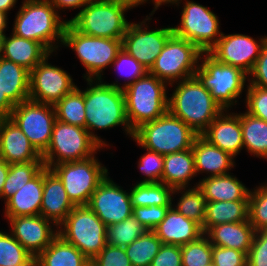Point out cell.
Segmentation results:
<instances>
[{
    "instance_id": "obj_14",
    "label": "cell",
    "mask_w": 267,
    "mask_h": 266,
    "mask_svg": "<svg viewBox=\"0 0 267 266\" xmlns=\"http://www.w3.org/2000/svg\"><path fill=\"white\" fill-rule=\"evenodd\" d=\"M9 118L41 155L47 150L57 120L53 105L27 100L17 104Z\"/></svg>"
},
{
    "instance_id": "obj_48",
    "label": "cell",
    "mask_w": 267,
    "mask_h": 266,
    "mask_svg": "<svg viewBox=\"0 0 267 266\" xmlns=\"http://www.w3.org/2000/svg\"><path fill=\"white\" fill-rule=\"evenodd\" d=\"M212 262L216 266H247V254L233 248L212 245Z\"/></svg>"
},
{
    "instance_id": "obj_22",
    "label": "cell",
    "mask_w": 267,
    "mask_h": 266,
    "mask_svg": "<svg viewBox=\"0 0 267 266\" xmlns=\"http://www.w3.org/2000/svg\"><path fill=\"white\" fill-rule=\"evenodd\" d=\"M75 205L69 199L62 181L46 166L43 168V194L40 215L57 227L67 218Z\"/></svg>"
},
{
    "instance_id": "obj_35",
    "label": "cell",
    "mask_w": 267,
    "mask_h": 266,
    "mask_svg": "<svg viewBox=\"0 0 267 266\" xmlns=\"http://www.w3.org/2000/svg\"><path fill=\"white\" fill-rule=\"evenodd\" d=\"M176 188L173 190V196L181 194L177 204L172 206L184 217L194 220L203 226L207 201L201 188L194 184L193 187Z\"/></svg>"
},
{
    "instance_id": "obj_58",
    "label": "cell",
    "mask_w": 267,
    "mask_h": 266,
    "mask_svg": "<svg viewBox=\"0 0 267 266\" xmlns=\"http://www.w3.org/2000/svg\"><path fill=\"white\" fill-rule=\"evenodd\" d=\"M8 13L0 11V31H6L7 28V20H8Z\"/></svg>"
},
{
    "instance_id": "obj_3",
    "label": "cell",
    "mask_w": 267,
    "mask_h": 266,
    "mask_svg": "<svg viewBox=\"0 0 267 266\" xmlns=\"http://www.w3.org/2000/svg\"><path fill=\"white\" fill-rule=\"evenodd\" d=\"M170 86L175 89L168 98V111L183 120L198 135L223 111L196 76Z\"/></svg>"
},
{
    "instance_id": "obj_27",
    "label": "cell",
    "mask_w": 267,
    "mask_h": 266,
    "mask_svg": "<svg viewBox=\"0 0 267 266\" xmlns=\"http://www.w3.org/2000/svg\"><path fill=\"white\" fill-rule=\"evenodd\" d=\"M228 173L219 176L204 177L198 186L207 202L248 200L250 190L236 176Z\"/></svg>"
},
{
    "instance_id": "obj_56",
    "label": "cell",
    "mask_w": 267,
    "mask_h": 266,
    "mask_svg": "<svg viewBox=\"0 0 267 266\" xmlns=\"http://www.w3.org/2000/svg\"><path fill=\"white\" fill-rule=\"evenodd\" d=\"M148 1H152L151 3H153L154 5V9L152 10V12H155L156 10H158V8L160 6H162L163 4L166 5V4H172V5H175L176 7L180 6L179 4H181L182 0H145V3L148 2Z\"/></svg>"
},
{
    "instance_id": "obj_15",
    "label": "cell",
    "mask_w": 267,
    "mask_h": 266,
    "mask_svg": "<svg viewBox=\"0 0 267 266\" xmlns=\"http://www.w3.org/2000/svg\"><path fill=\"white\" fill-rule=\"evenodd\" d=\"M152 12L139 23L131 22L122 39V48L133 56L148 71L154 65L156 58L164 48L167 40L173 34L172 26L150 30L146 23L152 20Z\"/></svg>"
},
{
    "instance_id": "obj_59",
    "label": "cell",
    "mask_w": 267,
    "mask_h": 266,
    "mask_svg": "<svg viewBox=\"0 0 267 266\" xmlns=\"http://www.w3.org/2000/svg\"><path fill=\"white\" fill-rule=\"evenodd\" d=\"M5 36H6L5 31H0V57H2L3 54Z\"/></svg>"
},
{
    "instance_id": "obj_42",
    "label": "cell",
    "mask_w": 267,
    "mask_h": 266,
    "mask_svg": "<svg viewBox=\"0 0 267 266\" xmlns=\"http://www.w3.org/2000/svg\"><path fill=\"white\" fill-rule=\"evenodd\" d=\"M111 67H114L115 71H118L124 78V83L121 85L118 81L119 78L116 79V82L107 83L108 85L124 89L131 83H134L137 79L143 77L148 70L142 66L133 56L129 55L123 48L117 54L116 59L111 64Z\"/></svg>"
},
{
    "instance_id": "obj_24",
    "label": "cell",
    "mask_w": 267,
    "mask_h": 266,
    "mask_svg": "<svg viewBox=\"0 0 267 266\" xmlns=\"http://www.w3.org/2000/svg\"><path fill=\"white\" fill-rule=\"evenodd\" d=\"M196 174H208L205 177L231 173L235 159L228 152L211 144L202 135H198L192 146Z\"/></svg>"
},
{
    "instance_id": "obj_1",
    "label": "cell",
    "mask_w": 267,
    "mask_h": 266,
    "mask_svg": "<svg viewBox=\"0 0 267 266\" xmlns=\"http://www.w3.org/2000/svg\"><path fill=\"white\" fill-rule=\"evenodd\" d=\"M104 79H85L87 88L84 93L86 130L90 136L103 148L109 147L105 140L95 134L96 130L111 129L122 125L128 137L133 138L125 106L123 89L108 85Z\"/></svg>"
},
{
    "instance_id": "obj_44",
    "label": "cell",
    "mask_w": 267,
    "mask_h": 266,
    "mask_svg": "<svg viewBox=\"0 0 267 266\" xmlns=\"http://www.w3.org/2000/svg\"><path fill=\"white\" fill-rule=\"evenodd\" d=\"M138 161V168L145 176L139 183H159L162 182L164 155L146 150Z\"/></svg>"
},
{
    "instance_id": "obj_2",
    "label": "cell",
    "mask_w": 267,
    "mask_h": 266,
    "mask_svg": "<svg viewBox=\"0 0 267 266\" xmlns=\"http://www.w3.org/2000/svg\"><path fill=\"white\" fill-rule=\"evenodd\" d=\"M21 3L12 33L41 43L50 53L57 52L62 47L68 19H61L48 0H23Z\"/></svg>"
},
{
    "instance_id": "obj_37",
    "label": "cell",
    "mask_w": 267,
    "mask_h": 266,
    "mask_svg": "<svg viewBox=\"0 0 267 266\" xmlns=\"http://www.w3.org/2000/svg\"><path fill=\"white\" fill-rule=\"evenodd\" d=\"M44 167L43 161L11 163L2 191L4 203L28 181L32 180Z\"/></svg>"
},
{
    "instance_id": "obj_52",
    "label": "cell",
    "mask_w": 267,
    "mask_h": 266,
    "mask_svg": "<svg viewBox=\"0 0 267 266\" xmlns=\"http://www.w3.org/2000/svg\"><path fill=\"white\" fill-rule=\"evenodd\" d=\"M49 3L57 10L60 15V10L78 9L86 6L91 0H48Z\"/></svg>"
},
{
    "instance_id": "obj_25",
    "label": "cell",
    "mask_w": 267,
    "mask_h": 266,
    "mask_svg": "<svg viewBox=\"0 0 267 266\" xmlns=\"http://www.w3.org/2000/svg\"><path fill=\"white\" fill-rule=\"evenodd\" d=\"M43 194V169L4 204V217L40 215Z\"/></svg>"
},
{
    "instance_id": "obj_13",
    "label": "cell",
    "mask_w": 267,
    "mask_h": 266,
    "mask_svg": "<svg viewBox=\"0 0 267 266\" xmlns=\"http://www.w3.org/2000/svg\"><path fill=\"white\" fill-rule=\"evenodd\" d=\"M184 2L179 25L172 26L173 33L192 42L202 52H208L223 33L218 16L207 6L192 0Z\"/></svg>"
},
{
    "instance_id": "obj_6",
    "label": "cell",
    "mask_w": 267,
    "mask_h": 266,
    "mask_svg": "<svg viewBox=\"0 0 267 266\" xmlns=\"http://www.w3.org/2000/svg\"><path fill=\"white\" fill-rule=\"evenodd\" d=\"M195 76L223 110H231L238 104L248 81V74L242 69L220 63L208 52L201 54Z\"/></svg>"
},
{
    "instance_id": "obj_29",
    "label": "cell",
    "mask_w": 267,
    "mask_h": 266,
    "mask_svg": "<svg viewBox=\"0 0 267 266\" xmlns=\"http://www.w3.org/2000/svg\"><path fill=\"white\" fill-rule=\"evenodd\" d=\"M50 52L39 42L11 33L5 36L2 57L31 71Z\"/></svg>"
},
{
    "instance_id": "obj_43",
    "label": "cell",
    "mask_w": 267,
    "mask_h": 266,
    "mask_svg": "<svg viewBox=\"0 0 267 266\" xmlns=\"http://www.w3.org/2000/svg\"><path fill=\"white\" fill-rule=\"evenodd\" d=\"M182 266H206L212 262V244L204 234L181 246Z\"/></svg>"
},
{
    "instance_id": "obj_20",
    "label": "cell",
    "mask_w": 267,
    "mask_h": 266,
    "mask_svg": "<svg viewBox=\"0 0 267 266\" xmlns=\"http://www.w3.org/2000/svg\"><path fill=\"white\" fill-rule=\"evenodd\" d=\"M234 158L244 149L240 113L223 110L201 134Z\"/></svg>"
},
{
    "instance_id": "obj_4",
    "label": "cell",
    "mask_w": 267,
    "mask_h": 266,
    "mask_svg": "<svg viewBox=\"0 0 267 266\" xmlns=\"http://www.w3.org/2000/svg\"><path fill=\"white\" fill-rule=\"evenodd\" d=\"M168 84L147 72L123 89L126 116L133 131L168 111Z\"/></svg>"
},
{
    "instance_id": "obj_18",
    "label": "cell",
    "mask_w": 267,
    "mask_h": 266,
    "mask_svg": "<svg viewBox=\"0 0 267 266\" xmlns=\"http://www.w3.org/2000/svg\"><path fill=\"white\" fill-rule=\"evenodd\" d=\"M106 225L119 223L133 215L130 191L106 176L91 195L87 205Z\"/></svg>"
},
{
    "instance_id": "obj_46",
    "label": "cell",
    "mask_w": 267,
    "mask_h": 266,
    "mask_svg": "<svg viewBox=\"0 0 267 266\" xmlns=\"http://www.w3.org/2000/svg\"><path fill=\"white\" fill-rule=\"evenodd\" d=\"M90 266H132L125 248L106 244Z\"/></svg>"
},
{
    "instance_id": "obj_51",
    "label": "cell",
    "mask_w": 267,
    "mask_h": 266,
    "mask_svg": "<svg viewBox=\"0 0 267 266\" xmlns=\"http://www.w3.org/2000/svg\"><path fill=\"white\" fill-rule=\"evenodd\" d=\"M150 266H182L181 246L162 244Z\"/></svg>"
},
{
    "instance_id": "obj_5",
    "label": "cell",
    "mask_w": 267,
    "mask_h": 266,
    "mask_svg": "<svg viewBox=\"0 0 267 266\" xmlns=\"http://www.w3.org/2000/svg\"><path fill=\"white\" fill-rule=\"evenodd\" d=\"M198 134L183 120L167 111L134 131L133 141L145 150L167 155L192 148Z\"/></svg>"
},
{
    "instance_id": "obj_57",
    "label": "cell",
    "mask_w": 267,
    "mask_h": 266,
    "mask_svg": "<svg viewBox=\"0 0 267 266\" xmlns=\"http://www.w3.org/2000/svg\"><path fill=\"white\" fill-rule=\"evenodd\" d=\"M17 1L18 0H0V11L9 14L10 10L15 8Z\"/></svg>"
},
{
    "instance_id": "obj_8",
    "label": "cell",
    "mask_w": 267,
    "mask_h": 266,
    "mask_svg": "<svg viewBox=\"0 0 267 266\" xmlns=\"http://www.w3.org/2000/svg\"><path fill=\"white\" fill-rule=\"evenodd\" d=\"M128 7L103 0H91L68 23L77 31L94 37L123 39L130 21Z\"/></svg>"
},
{
    "instance_id": "obj_26",
    "label": "cell",
    "mask_w": 267,
    "mask_h": 266,
    "mask_svg": "<svg viewBox=\"0 0 267 266\" xmlns=\"http://www.w3.org/2000/svg\"><path fill=\"white\" fill-rule=\"evenodd\" d=\"M255 230L249 221L211 227L205 235L214 246L233 248L248 255Z\"/></svg>"
},
{
    "instance_id": "obj_7",
    "label": "cell",
    "mask_w": 267,
    "mask_h": 266,
    "mask_svg": "<svg viewBox=\"0 0 267 266\" xmlns=\"http://www.w3.org/2000/svg\"><path fill=\"white\" fill-rule=\"evenodd\" d=\"M63 47L74 51L86 70L84 79H101L122 49V39H109L83 34L69 23L64 29ZM104 69V70H103Z\"/></svg>"
},
{
    "instance_id": "obj_55",
    "label": "cell",
    "mask_w": 267,
    "mask_h": 266,
    "mask_svg": "<svg viewBox=\"0 0 267 266\" xmlns=\"http://www.w3.org/2000/svg\"><path fill=\"white\" fill-rule=\"evenodd\" d=\"M106 2L118 3L128 7L130 10L134 7L145 4V0H103Z\"/></svg>"
},
{
    "instance_id": "obj_9",
    "label": "cell",
    "mask_w": 267,
    "mask_h": 266,
    "mask_svg": "<svg viewBox=\"0 0 267 266\" xmlns=\"http://www.w3.org/2000/svg\"><path fill=\"white\" fill-rule=\"evenodd\" d=\"M107 226L87 206H75L58 226V235L92 261L106 246Z\"/></svg>"
},
{
    "instance_id": "obj_38",
    "label": "cell",
    "mask_w": 267,
    "mask_h": 266,
    "mask_svg": "<svg viewBox=\"0 0 267 266\" xmlns=\"http://www.w3.org/2000/svg\"><path fill=\"white\" fill-rule=\"evenodd\" d=\"M162 244L154 231H146L127 245L125 251L132 266H150Z\"/></svg>"
},
{
    "instance_id": "obj_60",
    "label": "cell",
    "mask_w": 267,
    "mask_h": 266,
    "mask_svg": "<svg viewBox=\"0 0 267 266\" xmlns=\"http://www.w3.org/2000/svg\"><path fill=\"white\" fill-rule=\"evenodd\" d=\"M206 266H216V265L213 262H211L210 264H208Z\"/></svg>"
},
{
    "instance_id": "obj_47",
    "label": "cell",
    "mask_w": 267,
    "mask_h": 266,
    "mask_svg": "<svg viewBox=\"0 0 267 266\" xmlns=\"http://www.w3.org/2000/svg\"><path fill=\"white\" fill-rule=\"evenodd\" d=\"M171 206H144L133 207L134 217L145 227L147 231H153L165 218Z\"/></svg>"
},
{
    "instance_id": "obj_39",
    "label": "cell",
    "mask_w": 267,
    "mask_h": 266,
    "mask_svg": "<svg viewBox=\"0 0 267 266\" xmlns=\"http://www.w3.org/2000/svg\"><path fill=\"white\" fill-rule=\"evenodd\" d=\"M34 261L10 232L0 230V266H34Z\"/></svg>"
},
{
    "instance_id": "obj_36",
    "label": "cell",
    "mask_w": 267,
    "mask_h": 266,
    "mask_svg": "<svg viewBox=\"0 0 267 266\" xmlns=\"http://www.w3.org/2000/svg\"><path fill=\"white\" fill-rule=\"evenodd\" d=\"M53 106L57 120L86 129L84 93L78 86Z\"/></svg>"
},
{
    "instance_id": "obj_19",
    "label": "cell",
    "mask_w": 267,
    "mask_h": 266,
    "mask_svg": "<svg viewBox=\"0 0 267 266\" xmlns=\"http://www.w3.org/2000/svg\"><path fill=\"white\" fill-rule=\"evenodd\" d=\"M5 218L10 224L12 236L34 258L44 251L58 235V227L42 215Z\"/></svg>"
},
{
    "instance_id": "obj_17",
    "label": "cell",
    "mask_w": 267,
    "mask_h": 266,
    "mask_svg": "<svg viewBox=\"0 0 267 266\" xmlns=\"http://www.w3.org/2000/svg\"><path fill=\"white\" fill-rule=\"evenodd\" d=\"M266 41L267 36H262L257 41L245 34L233 33L225 35L222 33L220 39L208 53L218 62L238 67L249 74Z\"/></svg>"
},
{
    "instance_id": "obj_33",
    "label": "cell",
    "mask_w": 267,
    "mask_h": 266,
    "mask_svg": "<svg viewBox=\"0 0 267 266\" xmlns=\"http://www.w3.org/2000/svg\"><path fill=\"white\" fill-rule=\"evenodd\" d=\"M244 149L258 158L267 160V122L247 112H240Z\"/></svg>"
},
{
    "instance_id": "obj_40",
    "label": "cell",
    "mask_w": 267,
    "mask_h": 266,
    "mask_svg": "<svg viewBox=\"0 0 267 266\" xmlns=\"http://www.w3.org/2000/svg\"><path fill=\"white\" fill-rule=\"evenodd\" d=\"M147 230L131 215L127 219L107 226L106 244L125 248Z\"/></svg>"
},
{
    "instance_id": "obj_31",
    "label": "cell",
    "mask_w": 267,
    "mask_h": 266,
    "mask_svg": "<svg viewBox=\"0 0 267 266\" xmlns=\"http://www.w3.org/2000/svg\"><path fill=\"white\" fill-rule=\"evenodd\" d=\"M34 266H90V260L78 248L57 235L35 258Z\"/></svg>"
},
{
    "instance_id": "obj_30",
    "label": "cell",
    "mask_w": 267,
    "mask_h": 266,
    "mask_svg": "<svg viewBox=\"0 0 267 266\" xmlns=\"http://www.w3.org/2000/svg\"><path fill=\"white\" fill-rule=\"evenodd\" d=\"M29 79L30 71L0 57V87L15 105L29 100Z\"/></svg>"
},
{
    "instance_id": "obj_53",
    "label": "cell",
    "mask_w": 267,
    "mask_h": 266,
    "mask_svg": "<svg viewBox=\"0 0 267 266\" xmlns=\"http://www.w3.org/2000/svg\"><path fill=\"white\" fill-rule=\"evenodd\" d=\"M15 106L0 87V120L9 118Z\"/></svg>"
},
{
    "instance_id": "obj_50",
    "label": "cell",
    "mask_w": 267,
    "mask_h": 266,
    "mask_svg": "<svg viewBox=\"0 0 267 266\" xmlns=\"http://www.w3.org/2000/svg\"><path fill=\"white\" fill-rule=\"evenodd\" d=\"M247 83L267 89V41L262 46L252 71L248 74Z\"/></svg>"
},
{
    "instance_id": "obj_23",
    "label": "cell",
    "mask_w": 267,
    "mask_h": 266,
    "mask_svg": "<svg viewBox=\"0 0 267 266\" xmlns=\"http://www.w3.org/2000/svg\"><path fill=\"white\" fill-rule=\"evenodd\" d=\"M153 231L163 244L177 246L196 241L204 235L199 223L184 217L173 206Z\"/></svg>"
},
{
    "instance_id": "obj_45",
    "label": "cell",
    "mask_w": 267,
    "mask_h": 266,
    "mask_svg": "<svg viewBox=\"0 0 267 266\" xmlns=\"http://www.w3.org/2000/svg\"><path fill=\"white\" fill-rule=\"evenodd\" d=\"M246 111L248 114L267 122V89L248 84L245 87Z\"/></svg>"
},
{
    "instance_id": "obj_41",
    "label": "cell",
    "mask_w": 267,
    "mask_h": 266,
    "mask_svg": "<svg viewBox=\"0 0 267 266\" xmlns=\"http://www.w3.org/2000/svg\"><path fill=\"white\" fill-rule=\"evenodd\" d=\"M248 220L255 232L267 230V182L250 189L248 198Z\"/></svg>"
},
{
    "instance_id": "obj_16",
    "label": "cell",
    "mask_w": 267,
    "mask_h": 266,
    "mask_svg": "<svg viewBox=\"0 0 267 266\" xmlns=\"http://www.w3.org/2000/svg\"><path fill=\"white\" fill-rule=\"evenodd\" d=\"M47 55L30 71L29 100L54 105L77 85L64 69L48 63Z\"/></svg>"
},
{
    "instance_id": "obj_28",
    "label": "cell",
    "mask_w": 267,
    "mask_h": 266,
    "mask_svg": "<svg viewBox=\"0 0 267 266\" xmlns=\"http://www.w3.org/2000/svg\"><path fill=\"white\" fill-rule=\"evenodd\" d=\"M196 176L192 148L164 155L162 183L173 189L188 188Z\"/></svg>"
},
{
    "instance_id": "obj_12",
    "label": "cell",
    "mask_w": 267,
    "mask_h": 266,
    "mask_svg": "<svg viewBox=\"0 0 267 266\" xmlns=\"http://www.w3.org/2000/svg\"><path fill=\"white\" fill-rule=\"evenodd\" d=\"M62 181L66 193L75 206L88 205L100 182L109 175L96 155L79 161L64 162L50 168Z\"/></svg>"
},
{
    "instance_id": "obj_49",
    "label": "cell",
    "mask_w": 267,
    "mask_h": 266,
    "mask_svg": "<svg viewBox=\"0 0 267 266\" xmlns=\"http://www.w3.org/2000/svg\"><path fill=\"white\" fill-rule=\"evenodd\" d=\"M247 266H267V230L255 232L247 255Z\"/></svg>"
},
{
    "instance_id": "obj_21",
    "label": "cell",
    "mask_w": 267,
    "mask_h": 266,
    "mask_svg": "<svg viewBox=\"0 0 267 266\" xmlns=\"http://www.w3.org/2000/svg\"><path fill=\"white\" fill-rule=\"evenodd\" d=\"M0 158L9 164L43 161L42 155L10 118L0 120Z\"/></svg>"
},
{
    "instance_id": "obj_54",
    "label": "cell",
    "mask_w": 267,
    "mask_h": 266,
    "mask_svg": "<svg viewBox=\"0 0 267 266\" xmlns=\"http://www.w3.org/2000/svg\"><path fill=\"white\" fill-rule=\"evenodd\" d=\"M9 168L10 164L0 158V199H2L4 182L6 180Z\"/></svg>"
},
{
    "instance_id": "obj_34",
    "label": "cell",
    "mask_w": 267,
    "mask_h": 266,
    "mask_svg": "<svg viewBox=\"0 0 267 266\" xmlns=\"http://www.w3.org/2000/svg\"><path fill=\"white\" fill-rule=\"evenodd\" d=\"M130 199L133 207L172 206L173 188L159 183L136 182L130 189Z\"/></svg>"
},
{
    "instance_id": "obj_10",
    "label": "cell",
    "mask_w": 267,
    "mask_h": 266,
    "mask_svg": "<svg viewBox=\"0 0 267 266\" xmlns=\"http://www.w3.org/2000/svg\"><path fill=\"white\" fill-rule=\"evenodd\" d=\"M103 148L83 128L56 120L47 150L42 154L47 168L90 158Z\"/></svg>"
},
{
    "instance_id": "obj_32",
    "label": "cell",
    "mask_w": 267,
    "mask_h": 266,
    "mask_svg": "<svg viewBox=\"0 0 267 266\" xmlns=\"http://www.w3.org/2000/svg\"><path fill=\"white\" fill-rule=\"evenodd\" d=\"M243 221H249L248 200L207 202L202 230L205 234L215 225Z\"/></svg>"
},
{
    "instance_id": "obj_11",
    "label": "cell",
    "mask_w": 267,
    "mask_h": 266,
    "mask_svg": "<svg viewBox=\"0 0 267 266\" xmlns=\"http://www.w3.org/2000/svg\"><path fill=\"white\" fill-rule=\"evenodd\" d=\"M202 53L192 42L173 33L148 72L171 85L195 76Z\"/></svg>"
}]
</instances>
